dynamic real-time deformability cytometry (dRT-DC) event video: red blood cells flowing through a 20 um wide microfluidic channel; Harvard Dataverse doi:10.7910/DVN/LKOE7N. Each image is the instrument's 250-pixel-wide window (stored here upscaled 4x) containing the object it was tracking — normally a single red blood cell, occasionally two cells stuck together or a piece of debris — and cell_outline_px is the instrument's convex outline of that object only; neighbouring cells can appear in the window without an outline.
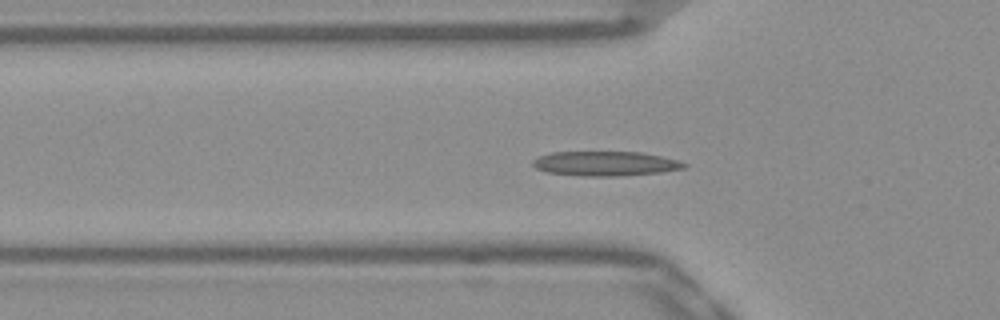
{"species": "Egyptian fruit bat (a non-hibernating species)", "species_latin": "Rousettus aegyptiacus", "temperature_condition": "warm", "stored_images_in_passage": 48, "camera_frame_rate_fps": 3000, "um_per_image_px": 0.085, "frame": {"image": 1, "passage_image": 12, "time_ms": 3.667, "image_size_px": [1000, 320], "cell_outline_px": [[688, 164], [684, 168], [660, 172], [616, 176], [584, 176], [544, 172], [536, 168], [532, 164], [532, 160], [540, 156], [552, 152], [640, 152], [660, 156], [676, 160]], "centroid_in_image_um": [51.41, 13.9], "position_along_channel_um": 74.4, "area_um2": 21.5}}
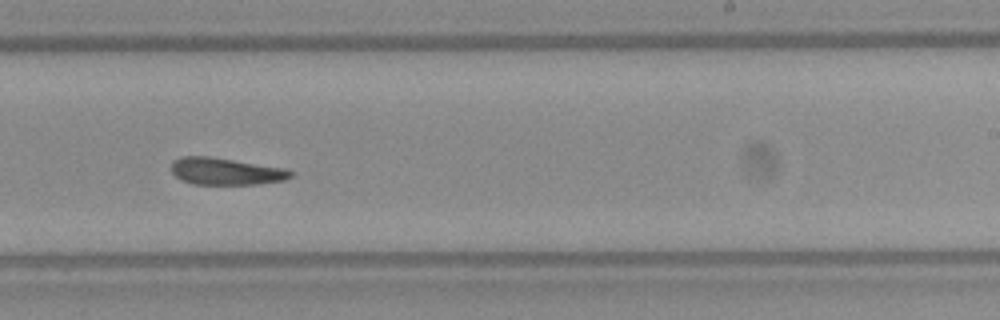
{"frame": {"image": 2, "passage_image": 27, "time_ms": 8.667, "image_size_px": [1000, 320], "cell_outline_px": [[292, 176], [284, 180], [256, 184], [192, 184], [180, 180], [172, 172], [172, 160], [180, 156], [208, 156], [284, 168], [292, 172]], "centroid_in_image_um": [19.13, 14.56], "position_along_channel_um": 269.9, "area_um2": 18.67}}
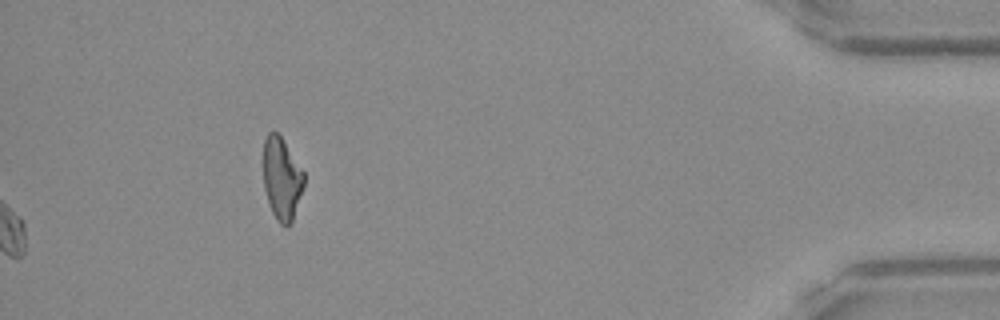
{"frame": {"image": 3, "passage_image": 48, "time_ms": 15.667, "image_size_px": [1000, 320], "cell_outline_px": [[304, 184], [292, 224], [288, 228], [280, 224], [276, 220], [268, 204], [264, 188], [264, 140], [268, 132], [276, 132], [280, 136], [304, 172]], "centroid_in_image_um": [23.95, 15.25], "position_along_channel_um": 411.3, "area_um2": 19.48}, "authors_computed_cell_mechanics": {"area_um2": 19.6231, "velocity_mm_per_s": 3.8971, "shape_relaxation_time_tau1_ms": null, "shape_relaxation_time_tau2_ms": 4.9135, "deformation_change_tau1": null, "deformation_change_tau2": 0.1289}}